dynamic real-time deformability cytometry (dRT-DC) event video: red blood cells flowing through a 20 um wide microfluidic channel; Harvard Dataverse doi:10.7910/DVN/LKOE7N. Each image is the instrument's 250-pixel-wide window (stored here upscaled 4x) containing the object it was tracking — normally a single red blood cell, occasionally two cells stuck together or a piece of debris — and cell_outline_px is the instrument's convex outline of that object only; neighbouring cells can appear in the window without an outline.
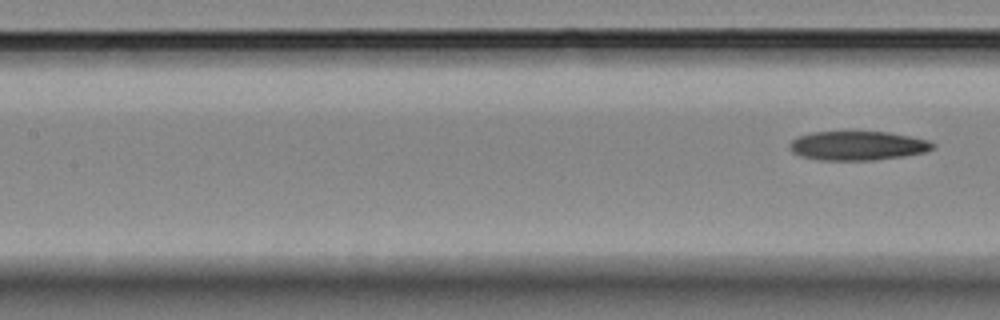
{"species": "Egyptian fruit bat (a non-hibernating species)", "species_latin": "Rousettus aegyptiacus", "temperature_condition": "room temperature", "stored_images_in_passage": 5, "segment_of_instrument_passage": [2, 2], "camera_frame_rate_fps": 3000, "um_per_image_px": 0.085, "animal": {"sex": "female"}, "frame": {"image": 1, "passage_image": 5, "time_ms": 5.667, "image_size_px": [1000, 320], "cell_outline_px": [[936, 148], [924, 152], [904, 156], [872, 160], [820, 160], [800, 156], [792, 152], [788, 148], [788, 144], [796, 136], [812, 132], [888, 132], [928, 140], [936, 144]], "centroid_in_image_um": [72.87, 12.38], "position_along_channel_um": 134.5, "area_um2": 24.39}}